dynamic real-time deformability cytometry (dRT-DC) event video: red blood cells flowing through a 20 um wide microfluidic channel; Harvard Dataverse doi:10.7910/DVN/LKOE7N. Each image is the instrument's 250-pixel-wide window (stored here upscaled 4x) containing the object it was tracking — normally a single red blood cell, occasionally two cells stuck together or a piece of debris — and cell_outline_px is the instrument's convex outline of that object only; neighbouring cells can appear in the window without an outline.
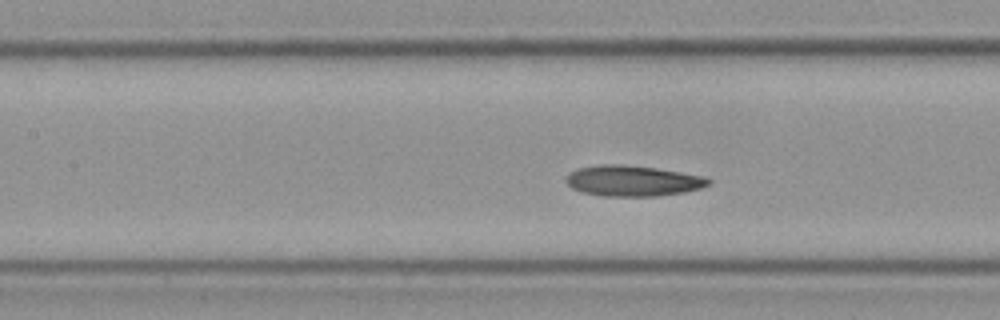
{"species": "Egyptian fruit bat (a non-hibernating species)", "species_latin": "Rousettus aegyptiacus", "temperature_condition": "cold", "stored_images_in_passage": 38, "camera_frame_rate_fps": 3000, "um_per_image_px": 0.085, "frame": {"image": 1, "passage_image": 6, "time_ms": 1.667, "image_size_px": [1000, 320], "cell_outline_px": [[712, 180], [708, 184], [700, 188], [684, 192], [656, 196], [604, 196], [584, 192], [572, 188], [564, 180], [572, 172], [580, 168], [604, 164], [620, 164], [656, 168], [704, 176]], "centroid_in_image_um": [53.8, 15.37], "position_along_channel_um": 153.6, "area_um2": 25.14}}
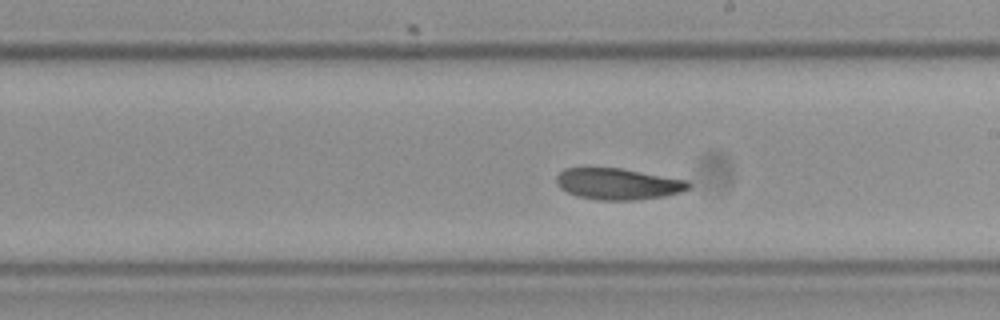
{"frame": {"image": 2, "passage_image": 13, "time_ms": 4.0, "image_size_px": [1000, 320], "cell_outline_px": [[692, 184], [688, 188], [680, 192], [664, 196], [636, 200], [596, 200], [576, 196], [560, 188], [556, 184], [556, 176], [564, 168], [620, 168], [688, 180]], "centroid_in_image_um": [52.51, 15.64], "position_along_channel_um": 236.5, "area_um2": 24.16}}
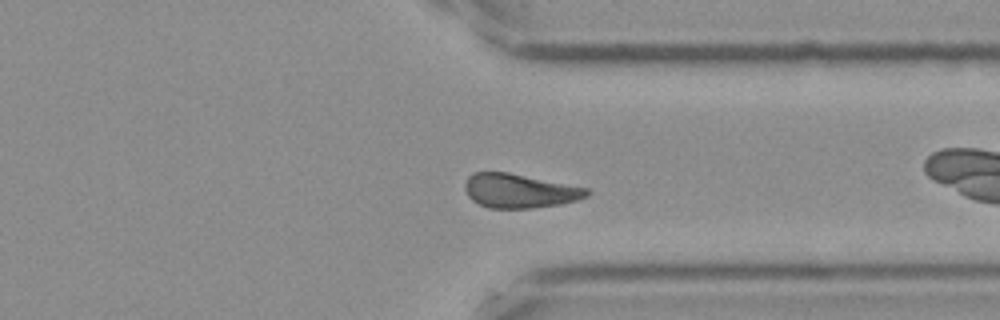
{"frame": {"image": 3, "passage_image": 24, "time_ms": 7.667, "image_size_px": [1000, 320], "cell_outline_px": [[588, 196], [576, 200], [560, 204], [532, 208], [488, 208], [472, 200], [468, 196], [464, 188], [464, 184], [468, 176], [472, 172], [508, 172], [588, 188]], "centroid_in_image_um": [44.12, 16.22], "position_along_channel_um": 367.3, "area_um2": 24.16}, "authors_computed_cell_mechanics": {"area_um2": 24.2471, "velocity_mm_per_s": 3.5594, "shape_relaxation_time_tau1_ms": 5.0116, "shape_relaxation_time_tau2_ms": 2.2096, "deformation_change_tau1": 0.0921, "deformation_change_tau2": 0.0741}}